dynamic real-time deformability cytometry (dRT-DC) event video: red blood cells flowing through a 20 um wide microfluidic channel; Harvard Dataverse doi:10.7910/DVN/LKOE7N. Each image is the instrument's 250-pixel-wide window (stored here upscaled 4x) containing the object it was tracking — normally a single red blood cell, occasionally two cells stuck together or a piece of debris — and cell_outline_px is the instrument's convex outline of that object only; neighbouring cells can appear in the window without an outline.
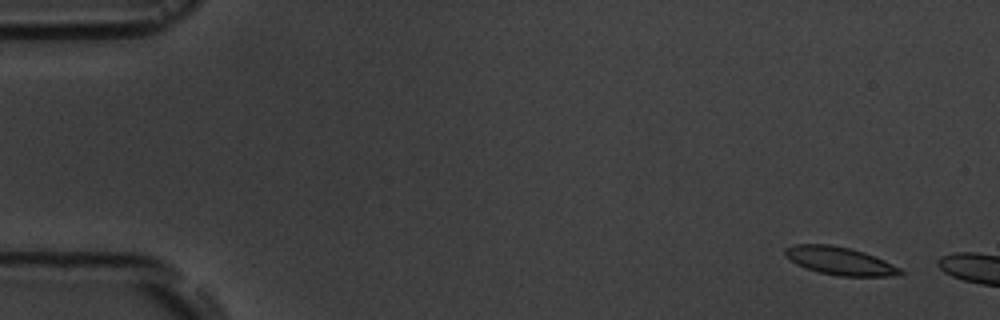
{"species": "common noctule bat (a hibernating species)", "species_latin": "Nyctalus noctula", "temperature_condition": "room temperature", "stored_images_in_passage": 3, "camera_frame_rate_fps": 3000, "um_per_image_px": 0.085, "animal": {"sex": "male", "body_mass_g": 19.5, "forearm_length_mm": 54.6}, "frame": {"image": 1, "passage_image": 1, "time_ms": 0.0, "image_size_px": [1000, 320], "cell_outline_px": [[904, 272], [900, 276], [840, 276], [820, 272], [796, 264], [784, 256], [784, 248], [796, 244], [832, 244], [864, 252], [884, 260], [900, 268]], "centroid_in_image_um": [71.38, 22.17], "position_along_channel_um": 13.6, "area_um2": 18.73}}